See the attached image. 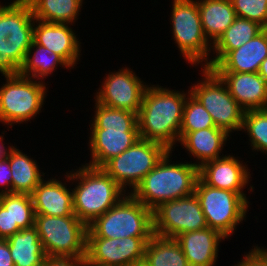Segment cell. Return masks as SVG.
<instances>
[{"instance_id": "obj_3", "label": "cell", "mask_w": 267, "mask_h": 266, "mask_svg": "<svg viewBox=\"0 0 267 266\" xmlns=\"http://www.w3.org/2000/svg\"><path fill=\"white\" fill-rule=\"evenodd\" d=\"M168 151L130 193L152 211L161 203L192 195L199 178L195 163H171ZM171 163V164H170Z\"/></svg>"}, {"instance_id": "obj_7", "label": "cell", "mask_w": 267, "mask_h": 266, "mask_svg": "<svg viewBox=\"0 0 267 266\" xmlns=\"http://www.w3.org/2000/svg\"><path fill=\"white\" fill-rule=\"evenodd\" d=\"M171 13L173 39L183 58L210 69L212 45L202 29L198 0H173Z\"/></svg>"}, {"instance_id": "obj_29", "label": "cell", "mask_w": 267, "mask_h": 266, "mask_svg": "<svg viewBox=\"0 0 267 266\" xmlns=\"http://www.w3.org/2000/svg\"><path fill=\"white\" fill-rule=\"evenodd\" d=\"M145 260L150 266H189L175 238L153 235L145 248Z\"/></svg>"}, {"instance_id": "obj_30", "label": "cell", "mask_w": 267, "mask_h": 266, "mask_svg": "<svg viewBox=\"0 0 267 266\" xmlns=\"http://www.w3.org/2000/svg\"><path fill=\"white\" fill-rule=\"evenodd\" d=\"M242 130L250 137L252 150L267 155V109L244 112Z\"/></svg>"}, {"instance_id": "obj_26", "label": "cell", "mask_w": 267, "mask_h": 266, "mask_svg": "<svg viewBox=\"0 0 267 266\" xmlns=\"http://www.w3.org/2000/svg\"><path fill=\"white\" fill-rule=\"evenodd\" d=\"M6 240L15 266H42L47 256L34 226L21 229Z\"/></svg>"}, {"instance_id": "obj_42", "label": "cell", "mask_w": 267, "mask_h": 266, "mask_svg": "<svg viewBox=\"0 0 267 266\" xmlns=\"http://www.w3.org/2000/svg\"><path fill=\"white\" fill-rule=\"evenodd\" d=\"M261 249L264 251V253L267 255V249H265L264 247H261Z\"/></svg>"}, {"instance_id": "obj_22", "label": "cell", "mask_w": 267, "mask_h": 266, "mask_svg": "<svg viewBox=\"0 0 267 266\" xmlns=\"http://www.w3.org/2000/svg\"><path fill=\"white\" fill-rule=\"evenodd\" d=\"M229 134L218 127H210L193 132H180L179 143L198 161L199 168L206 162L221 158V153Z\"/></svg>"}, {"instance_id": "obj_17", "label": "cell", "mask_w": 267, "mask_h": 266, "mask_svg": "<svg viewBox=\"0 0 267 266\" xmlns=\"http://www.w3.org/2000/svg\"><path fill=\"white\" fill-rule=\"evenodd\" d=\"M68 25L70 24L51 23L35 19L33 41L61 56L73 69L80 59L81 42L78 41L76 33Z\"/></svg>"}, {"instance_id": "obj_25", "label": "cell", "mask_w": 267, "mask_h": 266, "mask_svg": "<svg viewBox=\"0 0 267 266\" xmlns=\"http://www.w3.org/2000/svg\"><path fill=\"white\" fill-rule=\"evenodd\" d=\"M265 28L257 22L236 17L234 22L226 29L219 39L212 45L216 56L210 59L212 69L228 52L241 47L243 44L256 37Z\"/></svg>"}, {"instance_id": "obj_32", "label": "cell", "mask_w": 267, "mask_h": 266, "mask_svg": "<svg viewBox=\"0 0 267 266\" xmlns=\"http://www.w3.org/2000/svg\"><path fill=\"white\" fill-rule=\"evenodd\" d=\"M12 227L28 229L34 226L35 211L31 195L11 194Z\"/></svg>"}, {"instance_id": "obj_4", "label": "cell", "mask_w": 267, "mask_h": 266, "mask_svg": "<svg viewBox=\"0 0 267 266\" xmlns=\"http://www.w3.org/2000/svg\"><path fill=\"white\" fill-rule=\"evenodd\" d=\"M81 166L79 170L66 173V180L78 181V185L71 190L73 210L78 219L88 226L127 193L102 168L87 164Z\"/></svg>"}, {"instance_id": "obj_16", "label": "cell", "mask_w": 267, "mask_h": 266, "mask_svg": "<svg viewBox=\"0 0 267 266\" xmlns=\"http://www.w3.org/2000/svg\"><path fill=\"white\" fill-rule=\"evenodd\" d=\"M248 170L237 157L225 155L199 167V178L211 187L237 192L248 201L242 190L251 178Z\"/></svg>"}, {"instance_id": "obj_6", "label": "cell", "mask_w": 267, "mask_h": 266, "mask_svg": "<svg viewBox=\"0 0 267 266\" xmlns=\"http://www.w3.org/2000/svg\"><path fill=\"white\" fill-rule=\"evenodd\" d=\"M153 211L128 193L87 226V237H152Z\"/></svg>"}, {"instance_id": "obj_33", "label": "cell", "mask_w": 267, "mask_h": 266, "mask_svg": "<svg viewBox=\"0 0 267 266\" xmlns=\"http://www.w3.org/2000/svg\"><path fill=\"white\" fill-rule=\"evenodd\" d=\"M236 16L267 28V0H231Z\"/></svg>"}, {"instance_id": "obj_8", "label": "cell", "mask_w": 267, "mask_h": 266, "mask_svg": "<svg viewBox=\"0 0 267 266\" xmlns=\"http://www.w3.org/2000/svg\"><path fill=\"white\" fill-rule=\"evenodd\" d=\"M34 227L46 256L86 258L87 226L75 214L70 216L35 214Z\"/></svg>"}, {"instance_id": "obj_11", "label": "cell", "mask_w": 267, "mask_h": 266, "mask_svg": "<svg viewBox=\"0 0 267 266\" xmlns=\"http://www.w3.org/2000/svg\"><path fill=\"white\" fill-rule=\"evenodd\" d=\"M202 68L204 78L190 87V93L209 112L216 127L229 135L233 130L242 131L245 111L231 96L221 78L212 69Z\"/></svg>"}, {"instance_id": "obj_9", "label": "cell", "mask_w": 267, "mask_h": 266, "mask_svg": "<svg viewBox=\"0 0 267 266\" xmlns=\"http://www.w3.org/2000/svg\"><path fill=\"white\" fill-rule=\"evenodd\" d=\"M5 78L0 87V122L12 126L36 117L44 104L46 83L20 74Z\"/></svg>"}, {"instance_id": "obj_23", "label": "cell", "mask_w": 267, "mask_h": 266, "mask_svg": "<svg viewBox=\"0 0 267 266\" xmlns=\"http://www.w3.org/2000/svg\"><path fill=\"white\" fill-rule=\"evenodd\" d=\"M198 10L203 32L212 45L237 17L231 0H198Z\"/></svg>"}, {"instance_id": "obj_41", "label": "cell", "mask_w": 267, "mask_h": 266, "mask_svg": "<svg viewBox=\"0 0 267 266\" xmlns=\"http://www.w3.org/2000/svg\"><path fill=\"white\" fill-rule=\"evenodd\" d=\"M130 266H150V264L144 259L132 263Z\"/></svg>"}, {"instance_id": "obj_36", "label": "cell", "mask_w": 267, "mask_h": 266, "mask_svg": "<svg viewBox=\"0 0 267 266\" xmlns=\"http://www.w3.org/2000/svg\"><path fill=\"white\" fill-rule=\"evenodd\" d=\"M85 258L72 256H47L42 266H85Z\"/></svg>"}, {"instance_id": "obj_24", "label": "cell", "mask_w": 267, "mask_h": 266, "mask_svg": "<svg viewBox=\"0 0 267 266\" xmlns=\"http://www.w3.org/2000/svg\"><path fill=\"white\" fill-rule=\"evenodd\" d=\"M7 159L12 173V193L31 195L44 179L45 174L39 170L35 160L13 145L9 150Z\"/></svg>"}, {"instance_id": "obj_21", "label": "cell", "mask_w": 267, "mask_h": 266, "mask_svg": "<svg viewBox=\"0 0 267 266\" xmlns=\"http://www.w3.org/2000/svg\"><path fill=\"white\" fill-rule=\"evenodd\" d=\"M58 179L42 180L33 190L31 198L35 214L70 216L73 210V192Z\"/></svg>"}, {"instance_id": "obj_38", "label": "cell", "mask_w": 267, "mask_h": 266, "mask_svg": "<svg viewBox=\"0 0 267 266\" xmlns=\"http://www.w3.org/2000/svg\"><path fill=\"white\" fill-rule=\"evenodd\" d=\"M0 266H15L7 240L0 239Z\"/></svg>"}, {"instance_id": "obj_12", "label": "cell", "mask_w": 267, "mask_h": 266, "mask_svg": "<svg viewBox=\"0 0 267 266\" xmlns=\"http://www.w3.org/2000/svg\"><path fill=\"white\" fill-rule=\"evenodd\" d=\"M168 150L163 144L140 138L131 147L107 161L101 168L123 189L134 190Z\"/></svg>"}, {"instance_id": "obj_19", "label": "cell", "mask_w": 267, "mask_h": 266, "mask_svg": "<svg viewBox=\"0 0 267 266\" xmlns=\"http://www.w3.org/2000/svg\"><path fill=\"white\" fill-rule=\"evenodd\" d=\"M224 239L227 238L209 227L185 232L175 237L189 266H214L219 252L218 246Z\"/></svg>"}, {"instance_id": "obj_2", "label": "cell", "mask_w": 267, "mask_h": 266, "mask_svg": "<svg viewBox=\"0 0 267 266\" xmlns=\"http://www.w3.org/2000/svg\"><path fill=\"white\" fill-rule=\"evenodd\" d=\"M93 120H90L89 166L101 168L113 157L119 156L140 139L137 113L111 108L98 102Z\"/></svg>"}, {"instance_id": "obj_20", "label": "cell", "mask_w": 267, "mask_h": 266, "mask_svg": "<svg viewBox=\"0 0 267 266\" xmlns=\"http://www.w3.org/2000/svg\"><path fill=\"white\" fill-rule=\"evenodd\" d=\"M267 58V28L241 47L228 52L213 68L214 72L256 73Z\"/></svg>"}, {"instance_id": "obj_40", "label": "cell", "mask_w": 267, "mask_h": 266, "mask_svg": "<svg viewBox=\"0 0 267 266\" xmlns=\"http://www.w3.org/2000/svg\"><path fill=\"white\" fill-rule=\"evenodd\" d=\"M258 74L266 81L267 83V58L263 60L261 63L260 69L258 71Z\"/></svg>"}, {"instance_id": "obj_1", "label": "cell", "mask_w": 267, "mask_h": 266, "mask_svg": "<svg viewBox=\"0 0 267 266\" xmlns=\"http://www.w3.org/2000/svg\"><path fill=\"white\" fill-rule=\"evenodd\" d=\"M184 91L162 88L157 84L147 86L137 114L139 136L163 144L173 151L179 142L183 110L187 96Z\"/></svg>"}, {"instance_id": "obj_5", "label": "cell", "mask_w": 267, "mask_h": 266, "mask_svg": "<svg viewBox=\"0 0 267 266\" xmlns=\"http://www.w3.org/2000/svg\"><path fill=\"white\" fill-rule=\"evenodd\" d=\"M35 18L27 0L0 5V73L17 75L33 41Z\"/></svg>"}, {"instance_id": "obj_28", "label": "cell", "mask_w": 267, "mask_h": 266, "mask_svg": "<svg viewBox=\"0 0 267 266\" xmlns=\"http://www.w3.org/2000/svg\"><path fill=\"white\" fill-rule=\"evenodd\" d=\"M35 19L61 24H72L80 14L83 0H27Z\"/></svg>"}, {"instance_id": "obj_31", "label": "cell", "mask_w": 267, "mask_h": 266, "mask_svg": "<svg viewBox=\"0 0 267 266\" xmlns=\"http://www.w3.org/2000/svg\"><path fill=\"white\" fill-rule=\"evenodd\" d=\"M216 127L205 107L190 93L184 105L180 132H193Z\"/></svg>"}, {"instance_id": "obj_27", "label": "cell", "mask_w": 267, "mask_h": 266, "mask_svg": "<svg viewBox=\"0 0 267 266\" xmlns=\"http://www.w3.org/2000/svg\"><path fill=\"white\" fill-rule=\"evenodd\" d=\"M58 64L67 69L71 67L61 56L32 41L19 74L42 81L57 69Z\"/></svg>"}, {"instance_id": "obj_18", "label": "cell", "mask_w": 267, "mask_h": 266, "mask_svg": "<svg viewBox=\"0 0 267 266\" xmlns=\"http://www.w3.org/2000/svg\"><path fill=\"white\" fill-rule=\"evenodd\" d=\"M246 111L267 109V83L256 73L215 72Z\"/></svg>"}, {"instance_id": "obj_10", "label": "cell", "mask_w": 267, "mask_h": 266, "mask_svg": "<svg viewBox=\"0 0 267 266\" xmlns=\"http://www.w3.org/2000/svg\"><path fill=\"white\" fill-rule=\"evenodd\" d=\"M202 212L209 228L219 231L228 238L236 226L246 219L249 201L241 194L211 187L198 178L195 186Z\"/></svg>"}, {"instance_id": "obj_37", "label": "cell", "mask_w": 267, "mask_h": 266, "mask_svg": "<svg viewBox=\"0 0 267 266\" xmlns=\"http://www.w3.org/2000/svg\"><path fill=\"white\" fill-rule=\"evenodd\" d=\"M12 173L7 158L0 161V195L12 194ZM4 189V190H3Z\"/></svg>"}, {"instance_id": "obj_14", "label": "cell", "mask_w": 267, "mask_h": 266, "mask_svg": "<svg viewBox=\"0 0 267 266\" xmlns=\"http://www.w3.org/2000/svg\"><path fill=\"white\" fill-rule=\"evenodd\" d=\"M151 237L103 238L87 237V266H130L145 258Z\"/></svg>"}, {"instance_id": "obj_39", "label": "cell", "mask_w": 267, "mask_h": 266, "mask_svg": "<svg viewBox=\"0 0 267 266\" xmlns=\"http://www.w3.org/2000/svg\"><path fill=\"white\" fill-rule=\"evenodd\" d=\"M3 135L0 136V161L7 158L8 156V153H9V150L12 146H8L9 149H7L4 145L5 143L3 144Z\"/></svg>"}, {"instance_id": "obj_15", "label": "cell", "mask_w": 267, "mask_h": 266, "mask_svg": "<svg viewBox=\"0 0 267 266\" xmlns=\"http://www.w3.org/2000/svg\"><path fill=\"white\" fill-rule=\"evenodd\" d=\"M110 72L95 94V102L102 105L137 113L141 107L146 85L130 68ZM145 83V84H144Z\"/></svg>"}, {"instance_id": "obj_13", "label": "cell", "mask_w": 267, "mask_h": 266, "mask_svg": "<svg viewBox=\"0 0 267 266\" xmlns=\"http://www.w3.org/2000/svg\"><path fill=\"white\" fill-rule=\"evenodd\" d=\"M206 227V218L195 193L161 203L153 210V232L157 236L175 238Z\"/></svg>"}, {"instance_id": "obj_35", "label": "cell", "mask_w": 267, "mask_h": 266, "mask_svg": "<svg viewBox=\"0 0 267 266\" xmlns=\"http://www.w3.org/2000/svg\"><path fill=\"white\" fill-rule=\"evenodd\" d=\"M234 266H267V255L260 247L254 246V249L244 255L242 260Z\"/></svg>"}, {"instance_id": "obj_34", "label": "cell", "mask_w": 267, "mask_h": 266, "mask_svg": "<svg viewBox=\"0 0 267 266\" xmlns=\"http://www.w3.org/2000/svg\"><path fill=\"white\" fill-rule=\"evenodd\" d=\"M20 230L12 227L11 194L0 195V239L6 240Z\"/></svg>"}]
</instances>
